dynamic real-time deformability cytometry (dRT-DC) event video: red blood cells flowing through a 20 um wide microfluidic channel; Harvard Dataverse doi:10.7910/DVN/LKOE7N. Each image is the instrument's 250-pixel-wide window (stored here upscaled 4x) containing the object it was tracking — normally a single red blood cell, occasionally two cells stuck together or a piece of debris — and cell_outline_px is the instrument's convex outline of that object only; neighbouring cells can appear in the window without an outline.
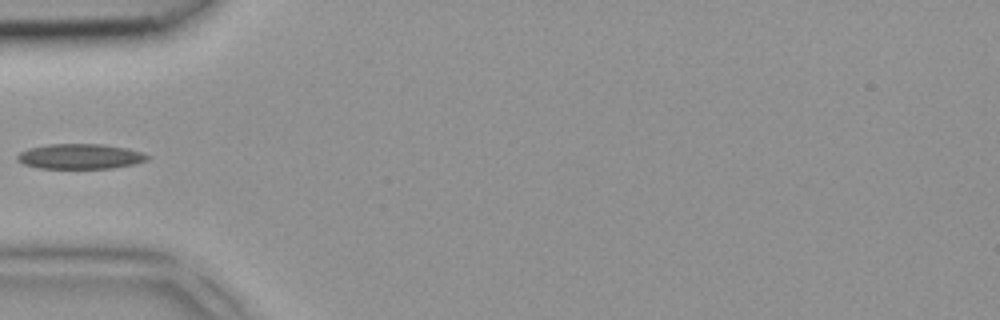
{"species": "common noctule bat (a hibernating species)", "species_latin": "Nyctalus noctula", "temperature_condition": "room temperature", "stored_images_in_passage": 3, "camera_frame_rate_fps": 3000, "um_per_image_px": 0.085, "animal": {"sex": "female", "body_mass_g": 18.4}, "frame": {"image": 1, "passage_image": 3, "time_ms": 0.667, "image_size_px": [1000, 320], "cell_outline_px": [[148, 160], [132, 164], [112, 168], [40, 168], [24, 164], [16, 160], [16, 156], [20, 152], [28, 148], [48, 144], [104, 144], [128, 148], [140, 152], [148, 156]], "centroid_in_image_um": [6.77, 13.29], "position_along_channel_um": 78.2, "area_um2": 18.96}}